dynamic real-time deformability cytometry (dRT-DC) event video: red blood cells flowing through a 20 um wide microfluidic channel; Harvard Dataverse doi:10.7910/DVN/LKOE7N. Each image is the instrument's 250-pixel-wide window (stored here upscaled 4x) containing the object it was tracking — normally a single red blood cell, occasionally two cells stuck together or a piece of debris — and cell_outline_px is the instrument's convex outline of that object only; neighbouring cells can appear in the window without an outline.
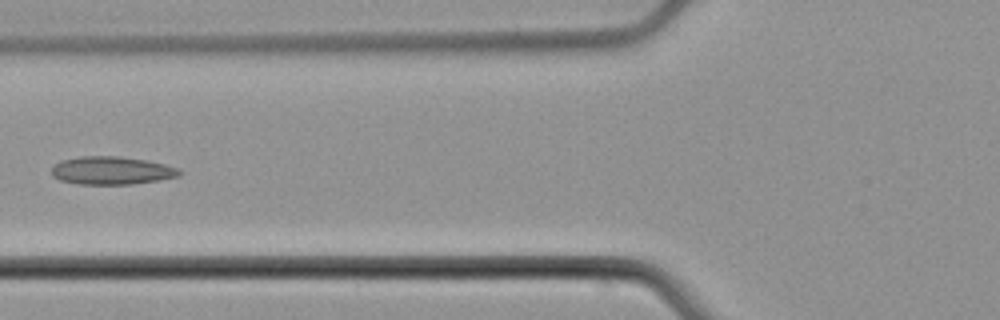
{"species": "common noctule bat (a hibernating species)", "species_latin": "Nyctalus noctula", "temperature_condition": "cold", "stored_images_in_passage": 6, "camera_frame_rate_fps": 3000, "um_per_image_px": 0.085, "animal": {"sex": "male", "body_mass_g": 21.5, "forearm_length_mm": 52.0}, "frame": {"image": 1, "passage_image": 6, "time_ms": 6.667, "image_size_px": [1000, 320], "cell_outline_px": [[184, 172], [180, 176], [132, 184], [80, 184], [60, 180], [52, 176], [52, 168], [60, 160], [80, 156], [120, 156], [148, 160], [180, 168]], "centroid_in_image_um": [9.52, 14.48], "position_along_channel_um": 116.3, "area_um2": 20.98}}